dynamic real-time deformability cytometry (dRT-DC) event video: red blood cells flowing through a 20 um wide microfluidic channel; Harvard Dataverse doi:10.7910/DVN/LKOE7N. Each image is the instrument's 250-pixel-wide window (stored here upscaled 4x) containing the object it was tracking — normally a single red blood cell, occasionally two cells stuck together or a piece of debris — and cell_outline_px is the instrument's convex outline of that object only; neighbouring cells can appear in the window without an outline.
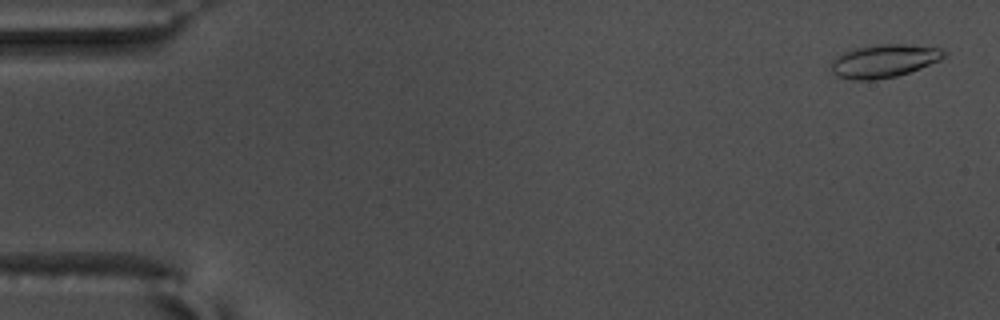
{"species": "common noctule bat (a hibernating species)", "species_latin": "Nyctalus noctula", "temperature_condition": "warm", "stored_images_in_passage": 56, "camera_frame_rate_fps": 3000, "um_per_image_px": 0.085, "animal": {"sex": "male", "body_mass_g": 17.5, "forearm_length_mm": 52.3}, "frame": {"image": 1, "passage_image": 2, "time_ms": 0.333, "image_size_px": [1000, 320], "cell_outline_px": [[944, 56], [940, 60], [920, 68], [896, 76], [876, 80], [852, 80], [836, 76], [832, 72], [828, 64], [836, 56], [844, 52], [856, 48], [876, 44], [904, 44], [940, 48], [944, 52]], "centroid_in_image_um": [75.06, 5.19], "position_along_channel_um": 9.9, "area_um2": 21.79}}
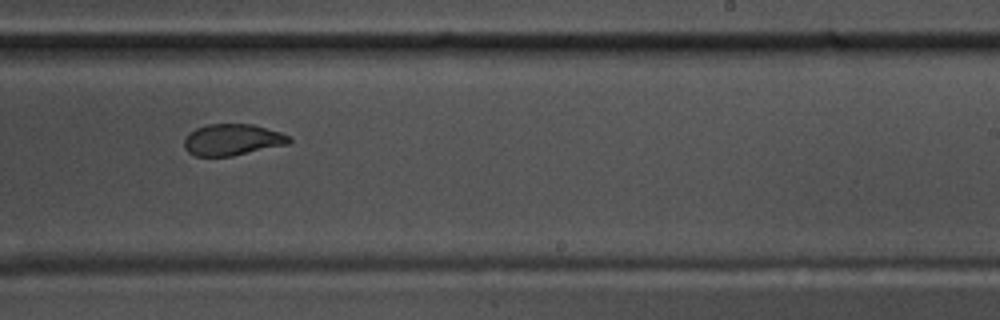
{"frame": {"image": 2, "passage_image": 35, "time_ms": 11.333, "image_size_px": [1000, 320], "cell_outline_px": [[292, 140], [288, 144], [232, 156], [196, 156], [188, 152], [184, 148], [184, 140], [196, 128], [208, 124], [252, 124], [280, 132], [292, 136]], "centroid_in_image_um": [19.78, 11.88], "position_along_channel_um": 269.2, "area_um2": 19.13}}
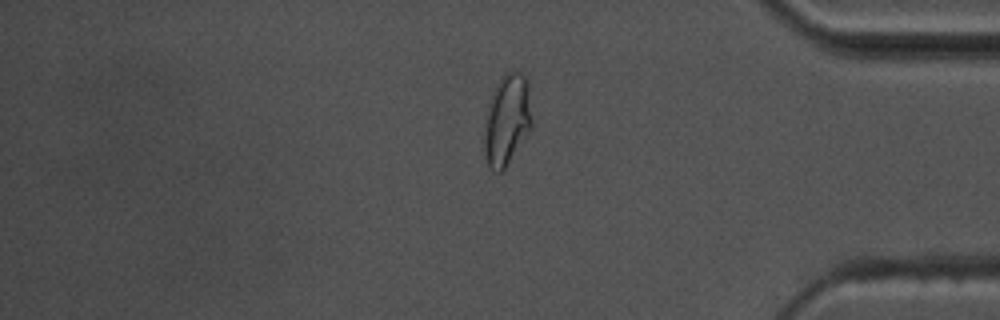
{"frame": {"image": 3, "passage_image": 47, "time_ms": 15.333, "image_size_px": [1000, 320], "cell_outline_px": [[532, 128], [504, 172], [496, 172], [488, 168], [484, 148], [484, 132], [488, 112], [492, 96], [496, 84], [500, 76], [508, 72], [520, 72], [524, 76], [528, 84], [532, 120]], "centroid_in_image_um": [43.11, 10.26], "position_along_channel_um": 392.1, "area_um2": 25.32}, "authors_computed_cell_mechanics": {"area_um2": 20.2878, "velocity_mm_per_s": 3.6532, "shape_relaxation_time_tau1_ms": 6.6744, "shape_relaxation_time_tau2_ms": 1.854, "deformation_change_tau1": 0.2193, "deformation_change_tau2": 0.0787}}